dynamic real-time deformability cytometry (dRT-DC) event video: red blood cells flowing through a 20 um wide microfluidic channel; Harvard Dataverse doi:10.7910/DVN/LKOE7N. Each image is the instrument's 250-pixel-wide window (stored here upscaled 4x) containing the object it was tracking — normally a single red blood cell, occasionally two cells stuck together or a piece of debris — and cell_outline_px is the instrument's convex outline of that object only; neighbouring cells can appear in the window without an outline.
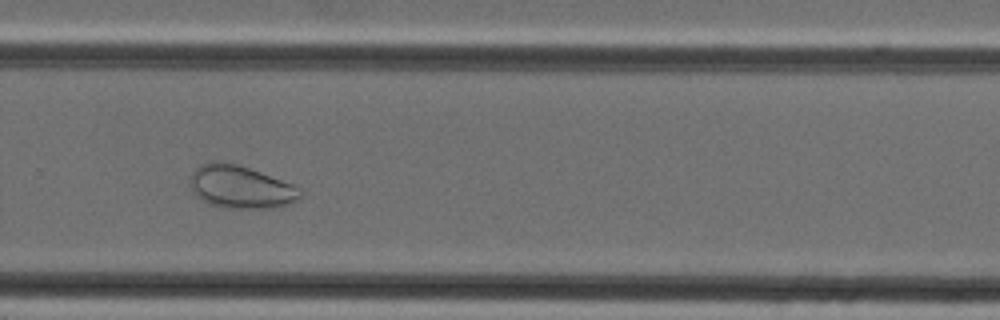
{"species": "Egyptian fruit bat (a non-hibernating species)", "species_latin": "Rousettus aegyptiacus", "temperature_condition": "cold", "stored_images_in_passage": 34, "camera_frame_rate_fps": 3000, "um_per_image_px": 0.085, "animal": {"sex": "female"}, "frame": {"image": 1, "passage_image": 22, "time_ms": 7.0, "image_size_px": [1000, 320], "cell_outline_px": [[304, 192], [296, 200], [288, 204], [268, 208], [220, 208], [208, 204], [200, 200], [196, 196], [192, 188], [192, 172], [200, 164], [208, 160], [236, 164], [296, 184]], "centroid_in_image_um": [20.47, 15.9], "position_along_channel_um": 309.3, "area_um2": 27.57}}
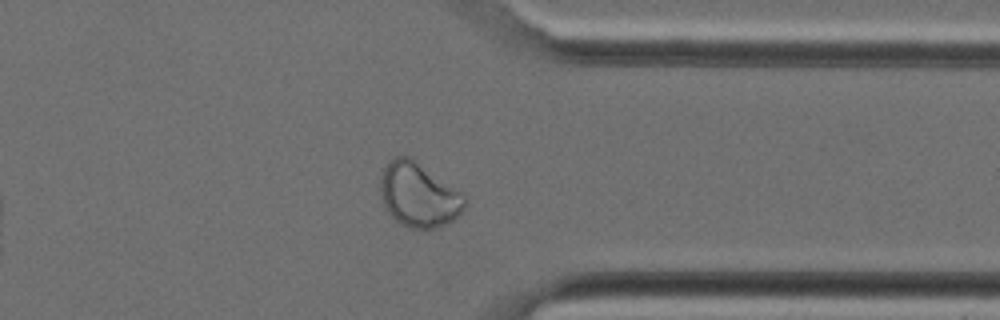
{"frame": {"image": 2, "passage_image": 26, "time_ms": 8.333, "image_size_px": [1000, 320], "cell_outline_px": [[468, 200], [460, 216], [436, 228], [412, 228], [400, 224], [388, 212], [380, 196], [380, 176], [384, 168], [396, 156], [408, 156], [464, 196]], "centroid_in_image_um": [35.56, 16.6], "position_along_channel_um": 375.8, "area_um2": 30.87}}
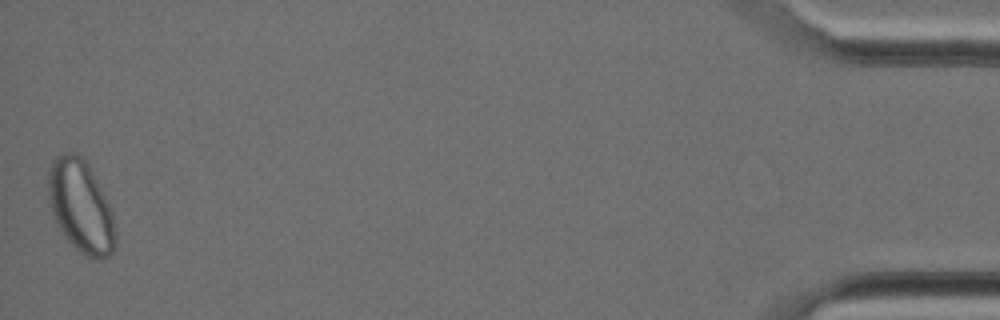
{"frame": {"image": 3, "passage_image": 34, "time_ms": 11.0, "image_size_px": [1000, 320], "cell_outline_px": [[116, 248], [108, 256], [100, 260], [84, 256], [64, 236], [56, 224], [48, 200], [48, 168], [56, 156], [68, 152], [80, 152], [84, 156], [112, 212], [116, 232]], "centroid_in_image_um": [6.86, 17.54], "position_along_channel_um": 428.3, "area_um2": 36.41}}